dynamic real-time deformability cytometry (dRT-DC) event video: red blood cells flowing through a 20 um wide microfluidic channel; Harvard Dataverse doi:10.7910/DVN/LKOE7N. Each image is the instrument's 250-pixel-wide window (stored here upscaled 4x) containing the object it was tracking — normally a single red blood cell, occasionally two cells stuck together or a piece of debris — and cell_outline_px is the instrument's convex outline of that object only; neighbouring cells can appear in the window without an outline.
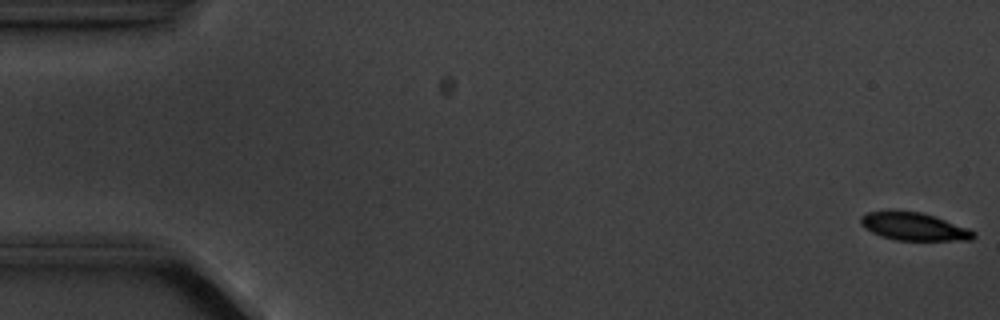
{"species": "common noctule bat (a hibernating species)", "species_latin": "Nyctalus noctula", "temperature_condition": "cold", "stored_images_in_passage": 6, "camera_frame_rate_fps": 3000, "um_per_image_px": 0.085, "animal": {"sex": "male", "body_mass_g": 20.1, "forearm_length_mm": 53.5}, "frame": {"image": 1, "passage_image": 1, "time_ms": 0.0, "image_size_px": [1000, 320], "cell_outline_px": [[976, 236], [972, 240], [896, 240], [880, 236], [864, 228], [860, 224], [860, 216], [868, 212], [888, 208], [892, 208], [920, 212], [968, 228], [976, 232]], "centroid_in_image_um": [77.6, 19.22], "position_along_channel_um": 7.4, "area_um2": 18.73}}
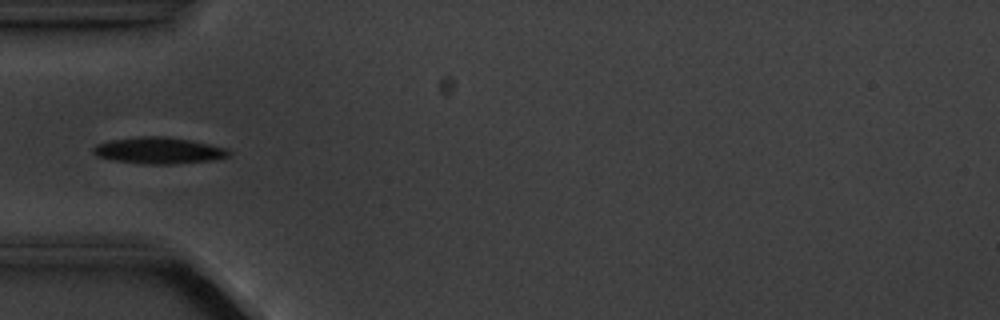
{"frame": {"image": 2, "passage_image": 6, "time_ms": 5.667, "image_size_px": [1000, 320], "cell_outline_px": [[232, 152], [228, 156], [216, 160], [176, 164], [144, 164], [112, 160], [96, 156], [92, 152], [92, 148], [96, 144], [108, 140], [136, 136], [164, 136], [192, 140], [228, 148]], "centroid_in_image_um": [13.5, 12.79], "position_along_channel_um": 71.5, "area_um2": 21.39}}